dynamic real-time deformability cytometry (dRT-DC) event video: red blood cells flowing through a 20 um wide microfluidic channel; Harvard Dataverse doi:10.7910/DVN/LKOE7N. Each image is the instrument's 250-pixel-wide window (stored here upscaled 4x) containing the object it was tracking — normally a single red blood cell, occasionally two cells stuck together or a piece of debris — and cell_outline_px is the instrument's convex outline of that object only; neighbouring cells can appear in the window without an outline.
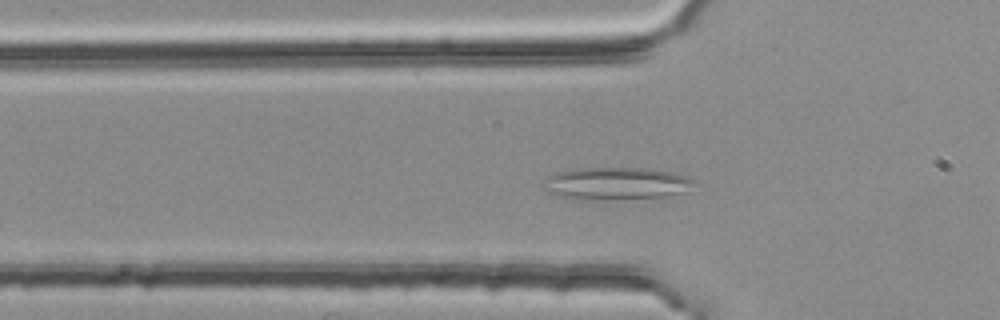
{"species": "common noctule bat (a hibernating species)", "species_latin": "Nyctalus noctula", "temperature_condition": "room temperature", "stored_images_in_passage": 51, "camera_frame_rate_fps": 3000, "um_per_image_px": 0.085, "animal": {"sex": "female", "body_mass_g": 25.1}, "frame": {"image": 1, "passage_image": 17, "time_ms": 5.333, "image_size_px": [1000, 320], "cell_outline_px": [[696, 180], [688, 192], [668, 196], [592, 200], [580, 200], [560, 196], [548, 192], [544, 188], [548, 176], [556, 172], [576, 168], [648, 168], [672, 172], [688, 176]], "centroid_in_image_um": [52.43, 15.59], "position_along_channel_um": 73.4, "area_um2": 28.61}}
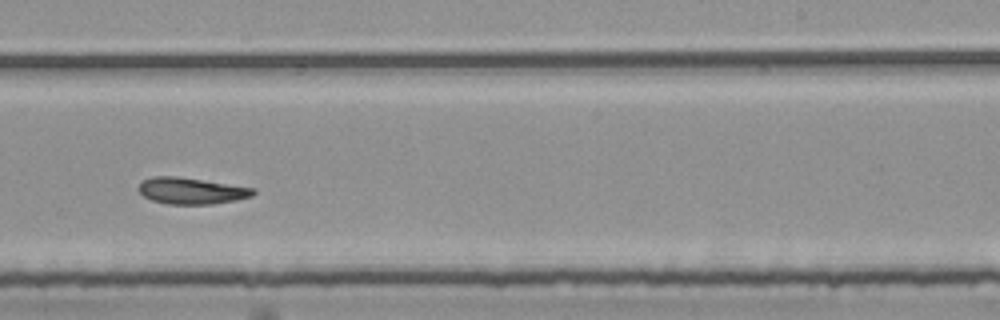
{"frame": {"image": 2, "passage_image": 33, "time_ms": 10.667, "image_size_px": [1000, 320], "cell_outline_px": [[256, 192], [252, 196], [236, 200], [212, 204], [168, 204], [152, 200], [144, 196], [136, 188], [144, 180], [152, 176], [176, 176], [256, 188]], "centroid_in_image_um": [16.27, 16.22], "position_along_channel_um": 272.7, "area_um2": 17.63}}
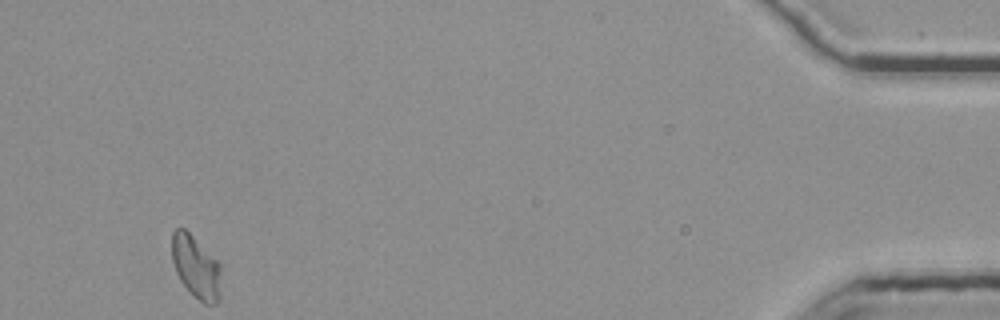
{"frame": {"image": 3, "passage_image": 51, "time_ms": 16.667, "image_size_px": [1000, 320], "cell_outline_px": [[220, 300], [216, 304], [204, 304], [192, 296], [180, 280], [176, 272], [172, 260], [172, 232], [176, 228], [184, 228], [220, 264]], "centroid_in_image_um": [16.65, 22.75], "position_along_channel_um": 418.5, "area_um2": 17.92}, "authors_computed_cell_mechanics": {"area_um2": 18.1492, "velocity_mm_per_s": 3.7314, "shape_relaxation_time_tau1_ms": null, "shape_relaxation_time_tau2_ms": 5.578, "deformation_change_tau1": null, "deformation_change_tau2": 0.1141}}